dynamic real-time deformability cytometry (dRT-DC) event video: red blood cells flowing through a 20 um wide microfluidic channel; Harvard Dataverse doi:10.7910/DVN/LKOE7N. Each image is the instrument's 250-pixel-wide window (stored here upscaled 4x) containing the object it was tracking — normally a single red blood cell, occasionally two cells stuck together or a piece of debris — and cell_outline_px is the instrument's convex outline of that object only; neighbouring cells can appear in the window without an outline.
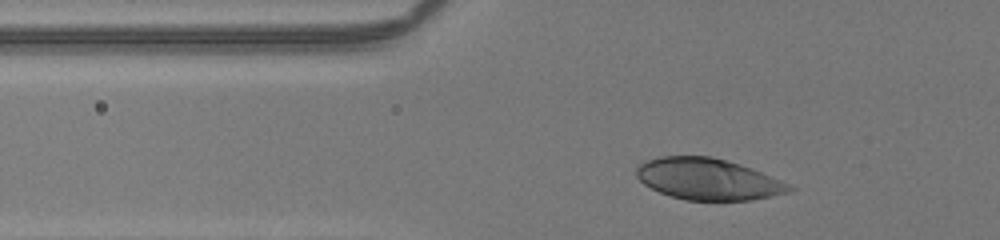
{"species": "human", "species_latin": "Homo sapiens", "temperature_condition": "room temperature", "stored_images_in_passage": 32, "camera_frame_rate_fps": 3000, "um_per_image_px": 0.085, "donor": {"sex": "male"}, "frame": {"image": 1, "passage_image": 6, "time_ms": 1.667, "image_size_px": [1000, 240], "cell_outline_px": [[796, 188], [792, 192], [752, 200], [684, 200], [660, 192], [644, 184], [636, 176], [636, 168], [640, 164], [648, 160], [660, 156], [712, 156], [740, 164], [752, 168], [780, 180]], "centroid_in_image_um": [60.2, 15.22], "position_along_channel_um": 65.6, "area_um2": 36.82}}
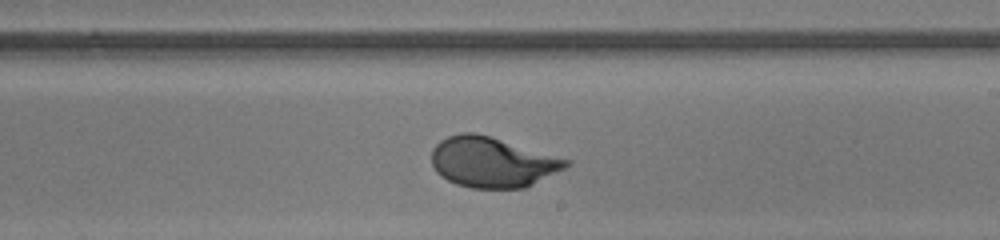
{"frame": {"image": 2, "passage_image": 21, "time_ms": 6.667, "image_size_px": [1000, 240], "cell_outline_px": [[572, 164], [524, 188], [472, 188], [456, 184], [440, 176], [436, 172], [432, 164], [432, 148], [440, 140], [448, 136], [460, 132], [476, 132], [572, 160]], "centroid_in_image_um": [41.82, 13.77], "position_along_channel_um": 247.2, "area_um2": 39.42}}
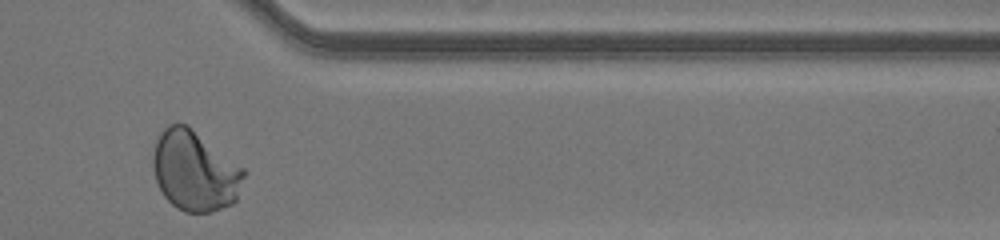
{"frame": {"image": 3, "passage_image": 32, "time_ms": 10.333, "image_size_px": [1000, 240], "cell_outline_px": [[248, 172], [236, 200], [232, 204], [212, 212], [184, 212], [176, 208], [164, 196], [156, 180], [152, 164], [152, 156], [156, 136], [168, 124], [188, 124], [244, 168]], "centroid_in_image_um": [16.57, 14.51], "position_along_channel_um": 394.8, "area_um2": 43.0}, "authors_computed_cell_mechanics": {"area_um2": 39.0728, "velocity_mm_per_s": 4.0861, "shape_relaxation_time_tau1_ms": 3.1615, "shape_relaxation_time_tau2_ms": null, "deformation_change_tau1": 0.1886, "deformation_change_tau2": null}}